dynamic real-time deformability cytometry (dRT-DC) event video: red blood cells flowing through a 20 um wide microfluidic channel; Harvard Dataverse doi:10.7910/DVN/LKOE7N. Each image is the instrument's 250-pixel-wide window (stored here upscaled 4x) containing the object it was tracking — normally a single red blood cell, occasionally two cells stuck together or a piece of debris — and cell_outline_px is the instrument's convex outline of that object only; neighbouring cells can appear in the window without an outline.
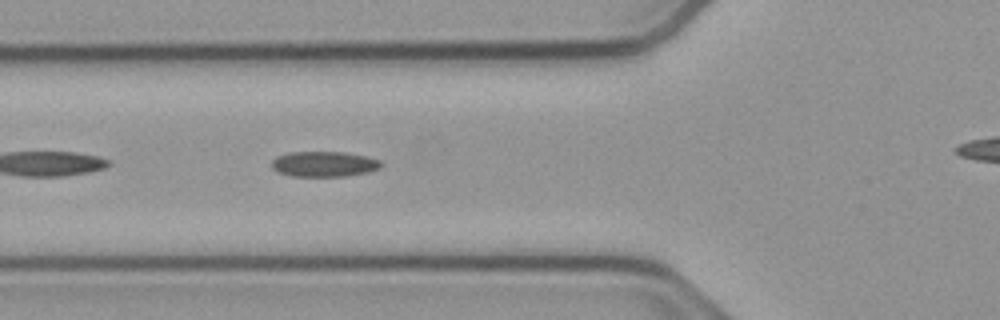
{"species": "common noctule bat (a hibernating species)", "species_latin": "Nyctalus noctula", "temperature_condition": "cold", "stored_images_in_passage": 33, "camera_frame_rate_fps": 3000, "um_per_image_px": 0.085, "animal": {"sex": "male", "body_mass_g": 23.1, "forearm_length_mm": 52.7}, "frame": {"image": 1, "passage_image": 5, "time_ms": 1.333, "image_size_px": [1000, 320], "cell_outline_px": [[380, 168], [368, 172], [344, 176], [292, 176], [280, 172], [272, 168], [272, 160], [276, 156], [288, 152], [344, 152], [364, 156], [380, 160]], "centroid_in_image_um": [27.51, 13.94], "position_along_channel_um": 98.3, "area_um2": 16.01}}
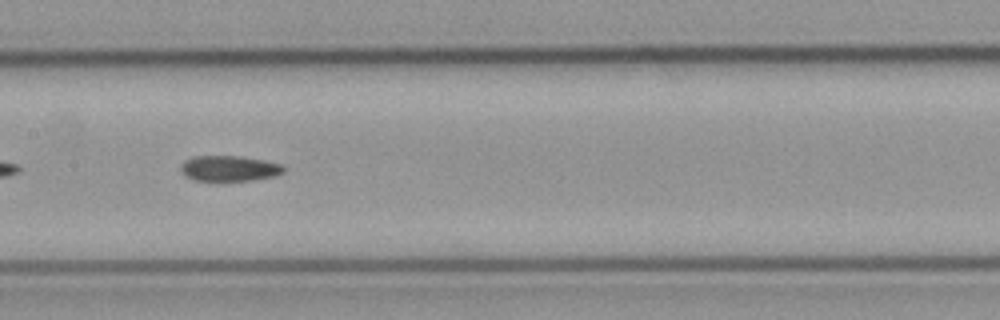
{"frame": {"image": 2, "passage_image": 12, "time_ms": 3.667, "image_size_px": [1000, 320], "cell_outline_px": [[284, 172], [276, 176], [248, 180], [196, 180], [188, 176], [180, 168], [184, 160], [192, 156], [236, 156], [264, 160], [280, 164], [284, 168]], "centroid_in_image_um": [19.5, 14.3], "position_along_channel_um": 187.9, "area_um2": 14.97}}
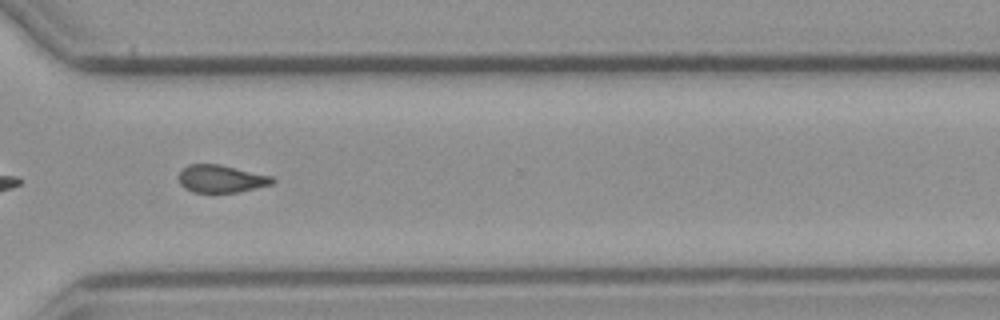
{"frame": {"image": 3, "passage_image": 25, "time_ms": 8.0, "image_size_px": [1000, 320], "cell_outline_px": [[276, 180], [272, 184], [236, 192], [192, 192], [184, 188], [180, 184], [180, 172], [188, 164], [220, 164], [272, 176]], "centroid_in_image_um": [18.8, 15.19], "position_along_channel_um": 351.8, "area_um2": 14.91}, "authors_computed_cell_mechanics": {"area_um2": 15.7216, "velocity_mm_per_s": 3.7936, "shape_relaxation_time_tau1_ms": null, "shape_relaxation_time_tau2_ms": 7.926, "deformation_change_tau1": null, "deformation_change_tau2": 0.1416}}